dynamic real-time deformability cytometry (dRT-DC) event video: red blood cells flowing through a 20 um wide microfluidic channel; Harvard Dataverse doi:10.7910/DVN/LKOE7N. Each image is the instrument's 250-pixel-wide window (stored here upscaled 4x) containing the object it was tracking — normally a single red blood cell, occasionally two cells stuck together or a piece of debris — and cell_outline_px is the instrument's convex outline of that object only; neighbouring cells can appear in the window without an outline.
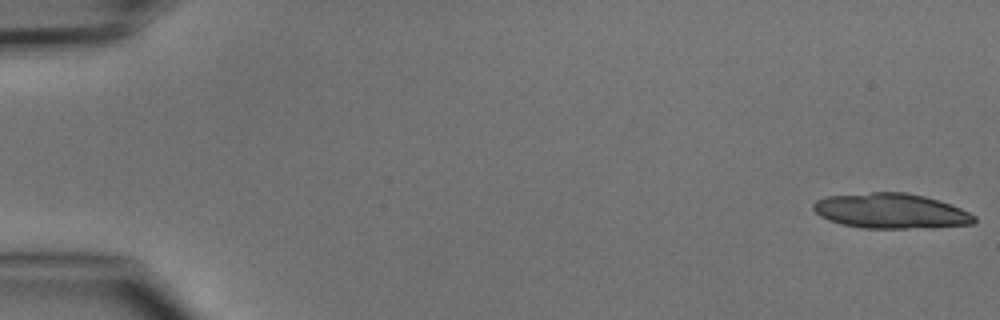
{"species": "common noctule bat (a hibernating species)", "species_latin": "Nyctalus noctula", "temperature_condition": "cold", "stored_images_in_passage": 2, "camera_frame_rate_fps": 3000, "um_per_image_px": 0.085, "animal": {"sex": "male", "body_mass_g": 15.6}, "frame": {"image": 1, "passage_image": 1, "time_ms": 0.0, "image_size_px": [1000, 320], "cell_outline_px": [[976, 220], [972, 224], [932, 228], [860, 228], [840, 224], [828, 220], [820, 216], [812, 208], [812, 204], [816, 200], [828, 196], [872, 192], [904, 192], [924, 196], [940, 200], [960, 208], [976, 216]], "centroid_in_image_um": [75.72, 17.94], "position_along_channel_um": 9.3, "area_um2": 33.12}}